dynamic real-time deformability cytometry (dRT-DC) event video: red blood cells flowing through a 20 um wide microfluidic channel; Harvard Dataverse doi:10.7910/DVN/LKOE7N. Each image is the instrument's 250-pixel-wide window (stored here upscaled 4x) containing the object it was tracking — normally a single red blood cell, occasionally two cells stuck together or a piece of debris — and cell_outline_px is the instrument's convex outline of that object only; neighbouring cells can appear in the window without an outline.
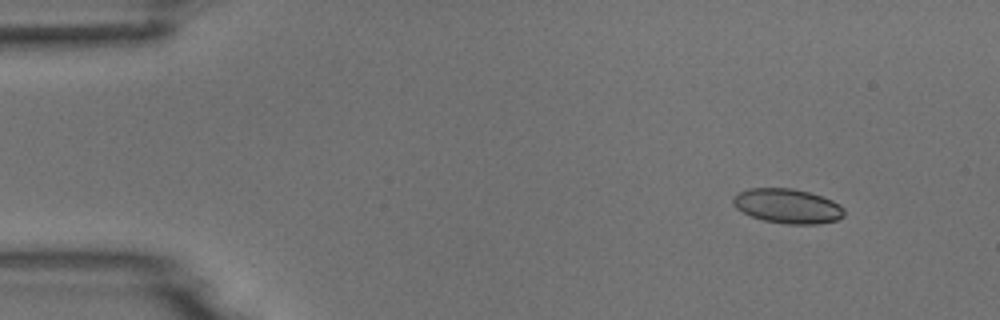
{"species": "common noctule bat (a hibernating species)", "species_latin": "Nyctalus noctula", "temperature_condition": "room temperature", "stored_images_in_passage": 4, "camera_frame_rate_fps": 3000, "um_per_image_px": 0.085, "animal": {"sex": "male", "body_mass_g": 18.8}, "frame": {"image": 1, "passage_image": 2, "time_ms": 1.0, "image_size_px": [1000, 320], "cell_outline_px": [[844, 216], [836, 220], [816, 224], [788, 224], [764, 220], [752, 216], [736, 208], [732, 204], [732, 200], [740, 192], [748, 188], [792, 188], [808, 192], [832, 200], [840, 204], [844, 208]], "centroid_in_image_um": [66.96, 17.51], "position_along_channel_um": 18.0, "area_um2": 22.2}}
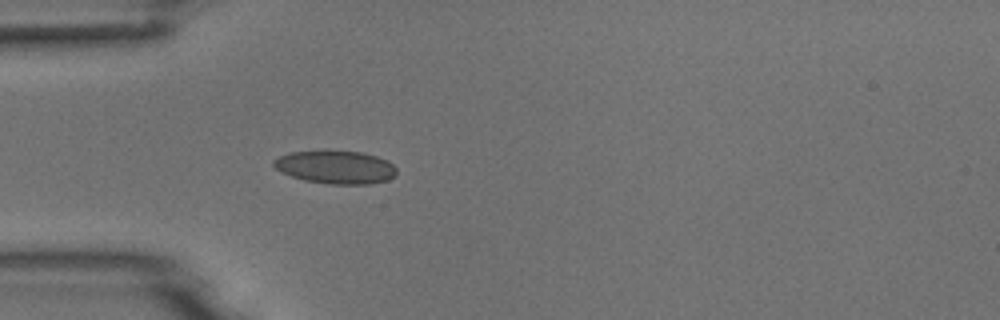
{"frame": {"image": 2, "passage_image": 4, "time_ms": 4.333, "image_size_px": [1000, 320], "cell_outline_px": [[396, 176], [388, 180], [372, 184], [332, 184], [304, 180], [280, 172], [272, 164], [272, 160], [288, 152], [324, 148], [364, 152], [388, 160], [396, 168]], "centroid_in_image_um": [28.51, 14.16], "position_along_channel_um": 56.5, "area_um2": 24.62}}